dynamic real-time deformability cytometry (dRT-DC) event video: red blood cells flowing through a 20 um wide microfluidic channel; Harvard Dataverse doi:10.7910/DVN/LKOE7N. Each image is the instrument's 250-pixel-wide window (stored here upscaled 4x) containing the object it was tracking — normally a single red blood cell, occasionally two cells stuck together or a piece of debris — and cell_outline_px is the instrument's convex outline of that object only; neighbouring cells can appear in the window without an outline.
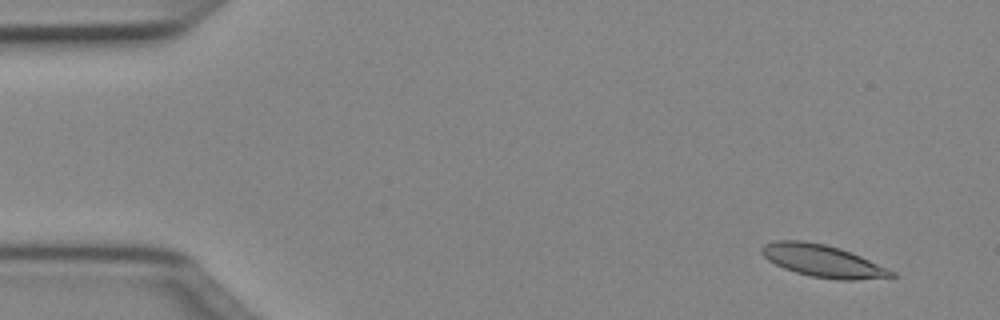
{"species": "Egyptian fruit bat (a non-hibernating species)", "species_latin": "Rousettus aegyptiacus", "temperature_condition": "cold", "stored_images_in_passage": 48, "camera_frame_rate_fps": 3000, "um_per_image_px": 0.085, "animal": {"sex": "female"}, "frame": {"image": 1, "passage_image": 2, "time_ms": 0.333, "image_size_px": [1000, 320], "cell_outline_px": [[896, 276], [856, 280], [836, 280], [812, 276], [796, 272], [784, 268], [768, 260], [760, 252], [760, 248], [764, 244], [776, 240], [804, 240], [824, 244], [840, 248], [860, 256], [888, 268], [896, 272]], "centroid_in_image_um": [69.92, 22.17], "position_along_channel_um": 15.1, "area_um2": 24.33}}
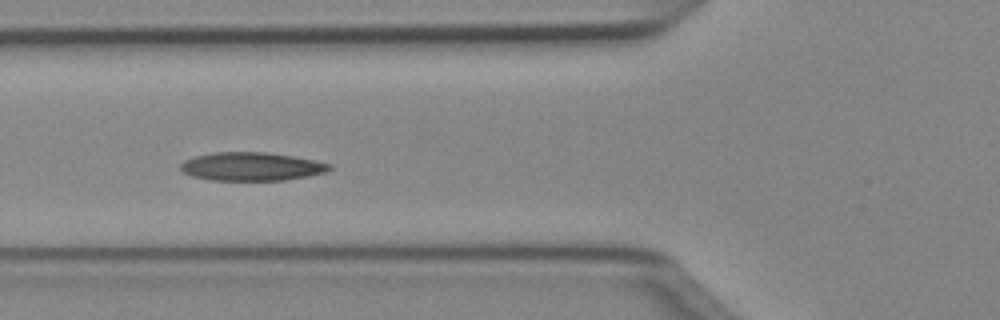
{"frame": {"image": 2, "passage_image": 17, "time_ms": 5.333, "image_size_px": [1000, 320], "cell_outline_px": [[332, 168], [324, 172], [308, 176], [284, 180], [212, 180], [192, 176], [184, 172], [180, 168], [180, 164], [184, 160], [196, 156], [212, 152], [264, 152], [292, 156], [316, 160], [332, 164]], "centroid_in_image_um": [21.38, 14.15], "position_along_channel_um": 104.4, "area_um2": 24.57}}
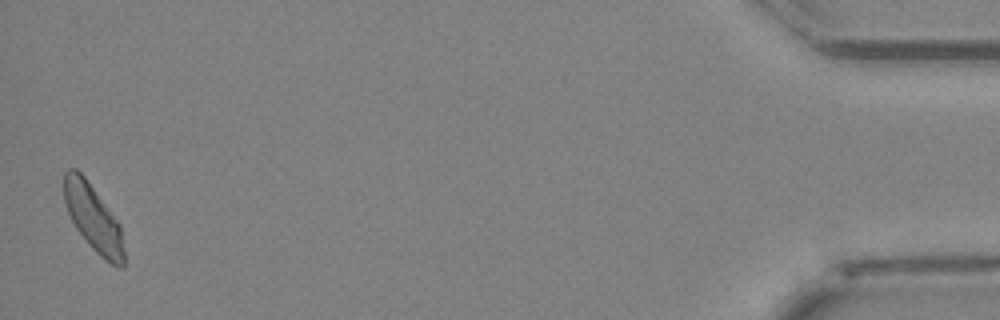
{"frame": {"image": 3, "passage_image": 48, "time_ms": 15.667, "image_size_px": [1000, 320], "cell_outline_px": [[124, 268], [116, 268], [104, 260], [92, 248], [76, 228], [68, 212], [64, 200], [64, 172], [68, 168], [76, 168], [84, 176], [120, 224], [124, 252]], "centroid_in_image_um": [7.93, 18.56], "position_along_channel_um": 427.3, "area_um2": 23.12}, "authors_computed_cell_mechanics": {"area_um2": 23.9581, "velocity_mm_per_s": 3.9936, "shape_relaxation_time_tau1_ms": 5.0113, "shape_relaxation_time_tau2_ms": 3.4874, "deformation_change_tau1": 0.1321, "deformation_change_tau2": 0.1045}}